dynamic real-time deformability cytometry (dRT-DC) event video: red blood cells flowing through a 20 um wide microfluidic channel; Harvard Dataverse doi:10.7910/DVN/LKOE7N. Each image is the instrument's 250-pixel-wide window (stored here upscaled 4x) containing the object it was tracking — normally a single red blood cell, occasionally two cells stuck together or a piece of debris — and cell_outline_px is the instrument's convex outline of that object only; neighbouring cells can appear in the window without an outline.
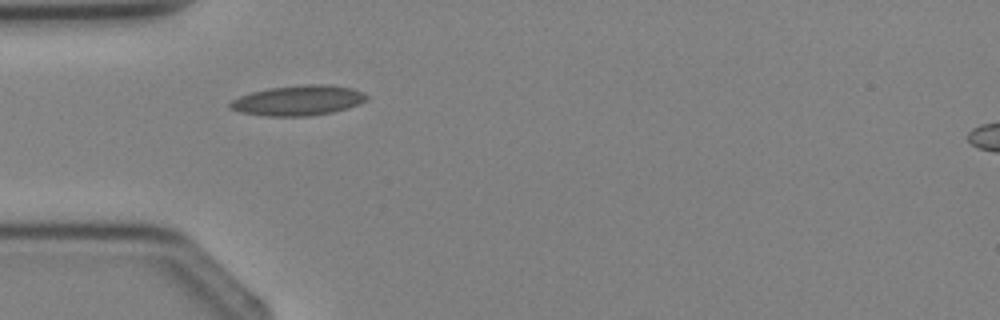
{"species": "Egyptian fruit bat (a non-hibernating species)", "species_latin": "Rousettus aegyptiacus", "temperature_condition": "cold", "stored_images_in_passage": 6, "camera_frame_rate_fps": 3000, "um_per_image_px": 0.085, "animal": {"sex": "female"}, "frame": {"image": 1, "passage_image": 5, "time_ms": 4.667, "image_size_px": [1000, 320], "cell_outline_px": [[368, 100], [332, 112], [308, 116], [264, 116], [240, 112], [228, 108], [228, 104], [232, 100], [240, 96], [252, 92], [268, 88], [308, 84], [324, 84], [352, 88], [368, 96]], "centroid_in_image_um": [25.29, 8.54], "position_along_channel_um": 59.7, "area_um2": 23.76}}
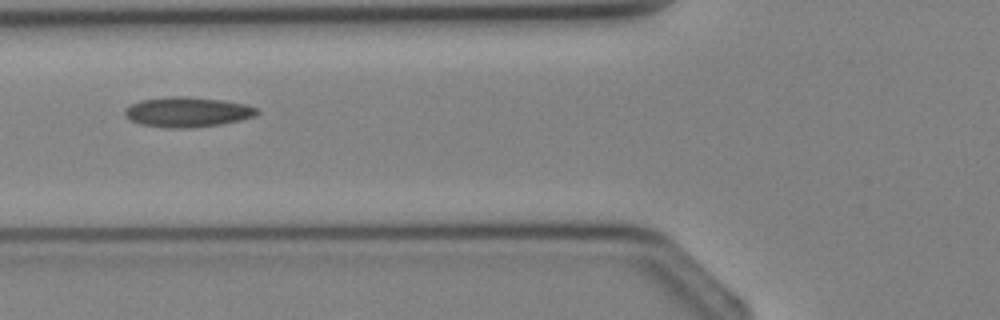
{"frame": {"image": 2, "passage_image": 6, "time_ms": 5.667, "image_size_px": [1000, 320], "cell_outline_px": [[260, 112], [256, 116], [240, 120], [220, 124], [192, 128], [172, 128], [140, 124], [124, 116], [124, 108], [140, 100], [168, 96], [188, 96], [224, 100], [248, 104], [260, 108]], "centroid_in_image_um": [15.97, 9.51], "position_along_channel_um": 109.8, "area_um2": 23.47}}